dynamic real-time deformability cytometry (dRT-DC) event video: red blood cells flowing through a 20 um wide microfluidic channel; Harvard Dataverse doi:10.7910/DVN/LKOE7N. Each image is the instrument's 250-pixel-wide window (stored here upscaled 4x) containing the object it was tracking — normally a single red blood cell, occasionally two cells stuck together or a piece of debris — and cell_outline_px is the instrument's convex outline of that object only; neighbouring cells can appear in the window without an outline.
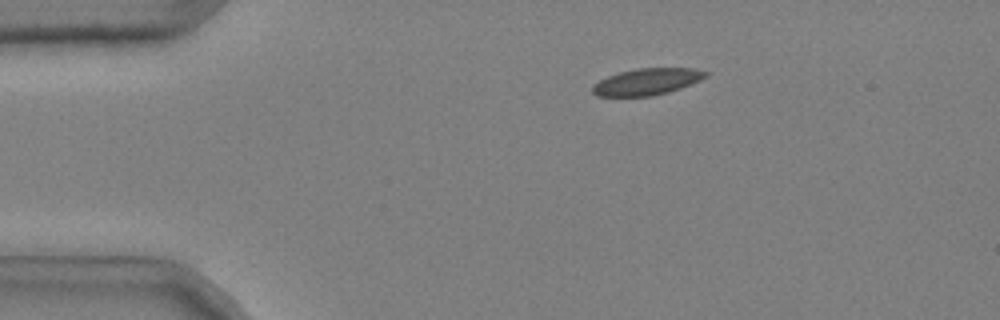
{"species": "common noctule bat (a hibernating species)", "species_latin": "Nyctalus noctula", "temperature_condition": "cold", "stored_images_in_passage": 41, "camera_frame_rate_fps": 3000, "um_per_image_px": 0.085, "animal": {"sex": "male", "body_mass_g": 20.4}, "frame": {"image": 1, "passage_image": 4, "time_ms": 1.0, "image_size_px": [1000, 320], "cell_outline_px": [[708, 76], [700, 80], [680, 88], [668, 92], [652, 96], [596, 96], [592, 92], [592, 88], [600, 80], [608, 76], [620, 72], [636, 68], [692, 68], [708, 72]], "centroid_in_image_um": [55.0, 6.94], "position_along_channel_um": 30.0, "area_um2": 17.4}}
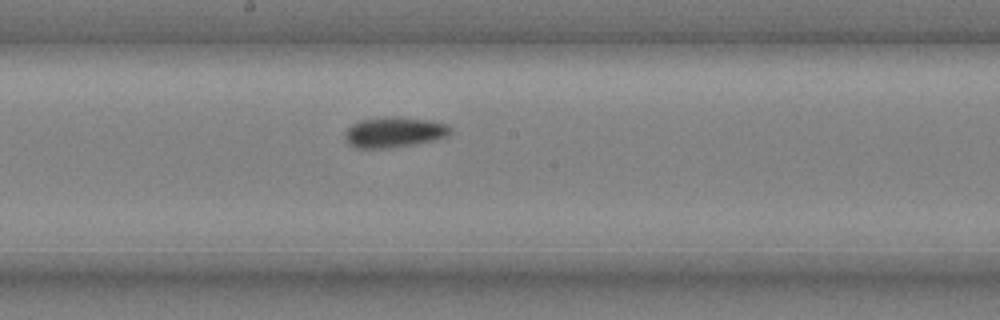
{"frame": {"image": 2, "passage_image": 23, "time_ms": 7.333, "image_size_px": [1000, 320], "cell_outline_px": [[452, 132], [448, 136], [436, 140], [416, 144], [388, 148], [356, 148], [348, 144], [344, 140], [344, 132], [352, 124], [360, 120], [384, 116], [396, 116], [432, 120], [448, 124], [452, 128]], "centroid_in_image_um": [33.52, 11.23], "position_along_channel_um": 214.7, "area_um2": 19.25}}
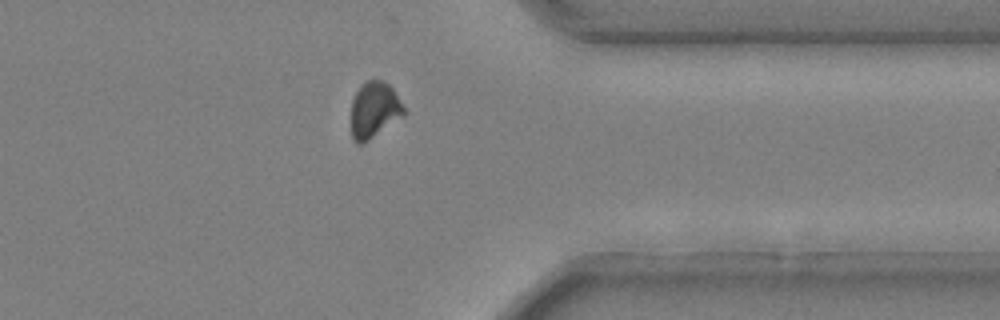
{"frame": {"image": 3, "passage_image": 37, "time_ms": 12.0, "image_size_px": [1000, 320], "cell_outline_px": [[404, 116], [364, 144], [356, 144], [352, 140], [352, 100], [360, 84], [364, 80], [384, 80], [392, 88], [404, 108]], "centroid_in_image_um": [31.8, 9.36], "position_along_channel_um": 379.6, "area_um2": 17.4}, "authors_computed_cell_mechanics": {"area_um2": 18.0914, "velocity_mm_per_s": 3.6978, "shape_relaxation_time_tau1_ms": 4.0737, "shape_relaxation_time_tau2_ms": null, "deformation_change_tau1": 0.1108, "deformation_change_tau2": null}}